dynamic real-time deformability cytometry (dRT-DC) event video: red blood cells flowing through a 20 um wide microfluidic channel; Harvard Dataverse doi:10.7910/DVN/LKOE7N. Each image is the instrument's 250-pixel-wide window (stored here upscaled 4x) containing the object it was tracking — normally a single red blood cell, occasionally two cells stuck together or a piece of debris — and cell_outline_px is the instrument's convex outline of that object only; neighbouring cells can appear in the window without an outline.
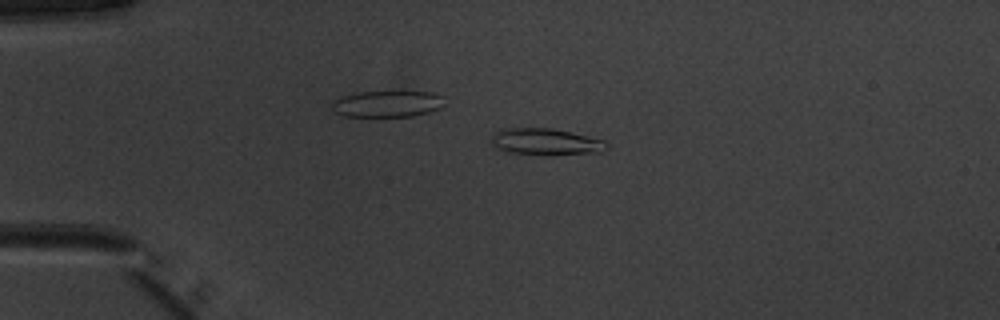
{"species": "common noctule bat (a hibernating species)", "species_latin": "Nyctalus noctula", "temperature_condition": "warm", "stored_images_in_passage": 51, "camera_frame_rate_fps": 3000, "um_per_image_px": 0.085, "animal": {"sex": "male", "body_mass_g": 20.1, "forearm_length_mm": 53.5}, "frame": {"image": 1, "passage_image": 12, "time_ms": 3.667, "image_size_px": [1000, 320], "cell_outline_px": [[608, 148], [600, 152], [512, 152], [496, 148], [492, 144], [492, 132], [500, 128], [552, 128], [604, 140], [608, 144]], "centroid_in_image_um": [46.32, 11.98], "position_along_channel_um": 38.7, "area_um2": 16.82}}
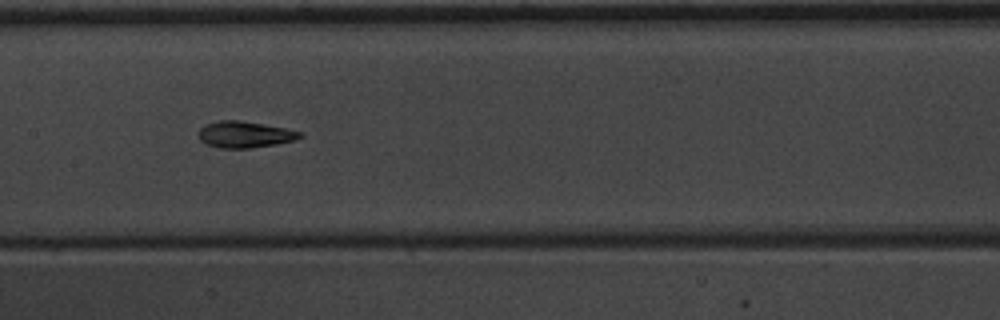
{"frame": {"image": 2, "passage_image": 26, "time_ms": 8.333, "image_size_px": [1000, 320], "cell_outline_px": [[304, 136], [296, 140], [276, 144], [252, 148], [220, 148], [208, 144], [200, 140], [200, 128], [208, 124], [220, 120], [236, 120], [264, 124], [304, 132]], "centroid_in_image_um": [20.88, 11.44], "position_along_channel_um": 186.5, "area_um2": 15.49}}
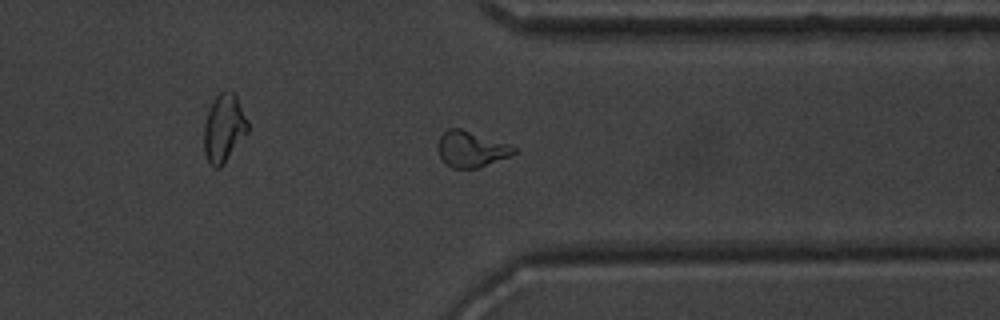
{"frame": {"image": 3, "passage_image": 40, "time_ms": 13.0, "image_size_px": [1000, 320], "cell_outline_px": [[516, 152], [508, 156], [480, 168], [452, 168], [440, 156], [440, 136], [448, 128], [460, 128], [512, 144], [516, 148]], "centroid_in_image_um": [40.11, 12.66], "position_along_channel_um": 371.3, "area_um2": 15.66}, "authors_computed_cell_mechanics": {"area_um2": 15.7794, "velocity_mm_per_s": 3.9893, "shape_relaxation_time_tau1_ms": 4.8539, "shape_relaxation_time_tau2_ms": 2.5817, "deformation_change_tau1": 0.1892, "deformation_change_tau2": 0.1003}}